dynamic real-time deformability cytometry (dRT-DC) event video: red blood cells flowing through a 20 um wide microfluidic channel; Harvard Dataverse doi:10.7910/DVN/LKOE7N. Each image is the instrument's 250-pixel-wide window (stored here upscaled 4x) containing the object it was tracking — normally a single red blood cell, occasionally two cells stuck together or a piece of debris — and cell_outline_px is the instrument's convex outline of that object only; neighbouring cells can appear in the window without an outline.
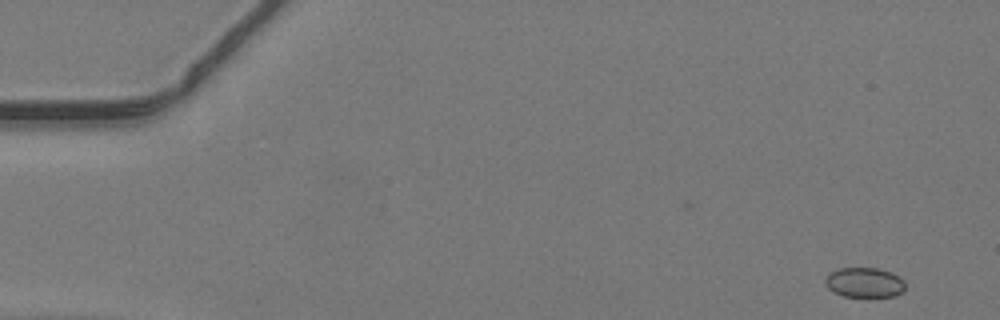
{"species": "common noctule bat (a hibernating species)", "species_latin": "Nyctalus noctula", "temperature_condition": "warm", "stored_images_in_passage": 13, "camera_frame_rate_fps": 3000, "um_per_image_px": 0.085, "animal": {"sex": "male", "body_mass_g": 19.2, "forearm_length_mm": 51.8}, "frame": {"image": 1, "passage_image": 1, "time_ms": 0.0, "image_size_px": [1000, 320], "cell_outline_px": [[904, 288], [900, 292], [892, 296], [844, 296], [828, 288], [824, 284], [824, 280], [828, 272], [840, 268], [876, 268], [892, 272], [904, 280]], "centroid_in_image_um": [73.44, 23.99], "position_along_channel_um": 11.6, "area_um2": 13.81}}
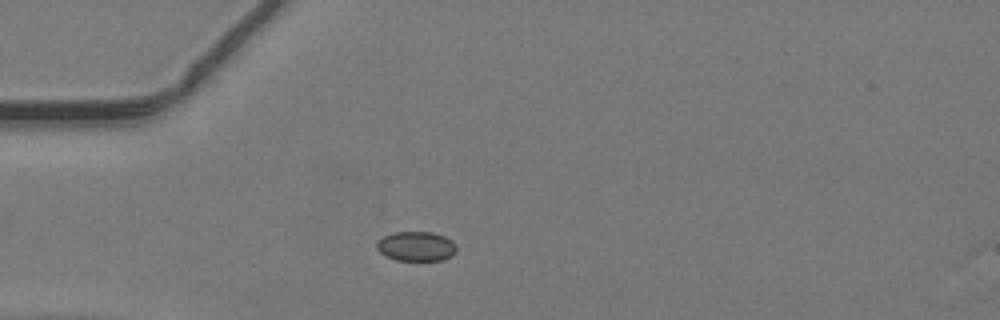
{"frame": {"image": 2, "passage_image": 12, "time_ms": 3.667, "image_size_px": [1000, 320], "cell_outline_px": [[456, 252], [452, 256], [440, 260], [396, 260], [384, 256], [376, 248], [376, 240], [392, 232], [432, 232], [444, 236], [452, 240], [456, 244]], "centroid_in_image_um": [35.36, 20.93], "position_along_channel_um": 49.6, "area_um2": 13.93}}